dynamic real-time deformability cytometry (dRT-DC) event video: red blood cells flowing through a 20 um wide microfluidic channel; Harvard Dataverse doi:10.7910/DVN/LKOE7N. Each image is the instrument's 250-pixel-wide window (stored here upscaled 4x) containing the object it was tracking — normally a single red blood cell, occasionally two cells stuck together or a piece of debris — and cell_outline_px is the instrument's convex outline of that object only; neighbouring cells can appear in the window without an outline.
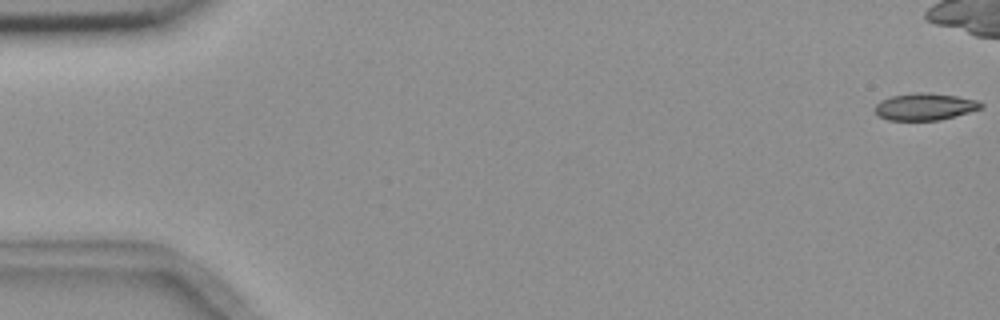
{"species": "common noctule bat (a hibernating species)", "species_latin": "Nyctalus noctula", "temperature_condition": "room temperature", "stored_images_in_passage": 17, "camera_frame_rate_fps": 3000, "um_per_image_px": 0.085, "animal": {"sex": "female", "body_mass_g": 18.4}, "frame": {"image": 1, "passage_image": 1, "time_ms": 0.0, "image_size_px": [1000, 320], "cell_outline_px": [[984, 108], [956, 116], [940, 120], [888, 120], [880, 116], [876, 112], [876, 104], [880, 100], [892, 96], [912, 92], [928, 92], [956, 96], [980, 100], [984, 104]], "centroid_in_image_um": [78.68, 9.06], "position_along_channel_um": 6.3, "area_um2": 16.88}}